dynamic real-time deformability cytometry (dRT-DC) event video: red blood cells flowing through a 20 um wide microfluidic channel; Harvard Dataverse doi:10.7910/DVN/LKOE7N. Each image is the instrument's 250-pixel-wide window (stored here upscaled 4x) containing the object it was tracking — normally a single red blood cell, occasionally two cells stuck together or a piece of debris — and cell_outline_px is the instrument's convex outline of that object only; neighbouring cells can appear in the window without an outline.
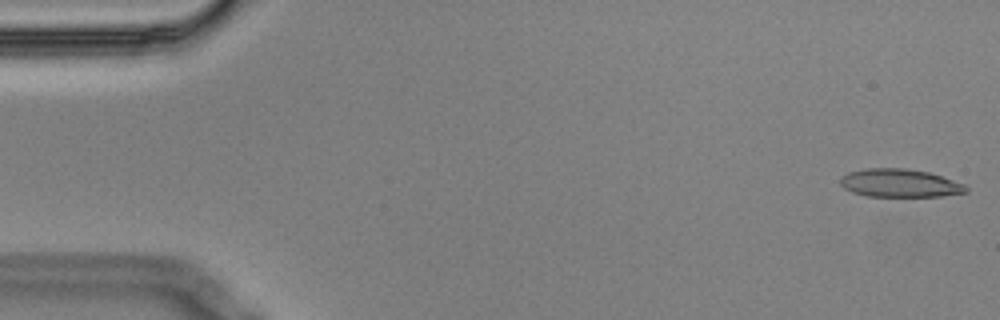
{"species": "Egyptian fruit bat (a non-hibernating species)", "species_latin": "Rousettus aegyptiacus", "temperature_condition": "cold", "stored_images_in_passage": 3, "camera_frame_rate_fps": 3000, "um_per_image_px": 0.085, "animal": {"sex": "male"}, "frame": {"image": 1, "passage_image": 1, "time_ms": 0.0, "image_size_px": [1000, 320], "cell_outline_px": [[968, 192], [940, 196], [868, 196], [852, 192], [844, 188], [840, 184], [840, 180], [848, 172], [864, 168], [904, 168], [928, 172], [964, 184], [968, 188]], "centroid_in_image_um": [76.46, 15.56], "position_along_channel_um": 8.5, "area_um2": 20.46}}